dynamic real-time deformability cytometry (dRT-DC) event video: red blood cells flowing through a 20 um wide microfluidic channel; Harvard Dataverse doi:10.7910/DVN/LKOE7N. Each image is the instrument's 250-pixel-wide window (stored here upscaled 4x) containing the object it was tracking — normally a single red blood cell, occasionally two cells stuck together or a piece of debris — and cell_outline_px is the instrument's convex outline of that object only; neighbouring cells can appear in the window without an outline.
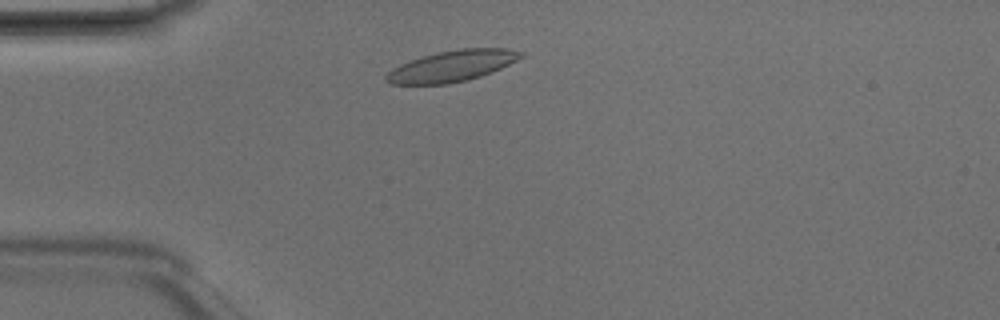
{"species": "Egyptian fruit bat (a non-hibernating species)", "species_latin": "Rousettus aegyptiacus", "temperature_condition": "room temperature", "stored_images_in_passage": 3, "camera_frame_rate_fps": 3000, "um_per_image_px": 0.085, "animal": {"sex": "male"}, "frame": {"image": 1, "passage_image": 2, "time_ms": 0.333, "image_size_px": [1000, 320], "cell_outline_px": [[524, 56], [492, 72], [480, 76], [448, 84], [392, 84], [384, 80], [384, 76], [392, 68], [400, 64], [424, 56], [440, 52], [460, 48], [508, 48], [524, 52]], "centroid_in_image_um": [38.42, 5.61], "position_along_channel_um": 46.6, "area_um2": 24.16}}